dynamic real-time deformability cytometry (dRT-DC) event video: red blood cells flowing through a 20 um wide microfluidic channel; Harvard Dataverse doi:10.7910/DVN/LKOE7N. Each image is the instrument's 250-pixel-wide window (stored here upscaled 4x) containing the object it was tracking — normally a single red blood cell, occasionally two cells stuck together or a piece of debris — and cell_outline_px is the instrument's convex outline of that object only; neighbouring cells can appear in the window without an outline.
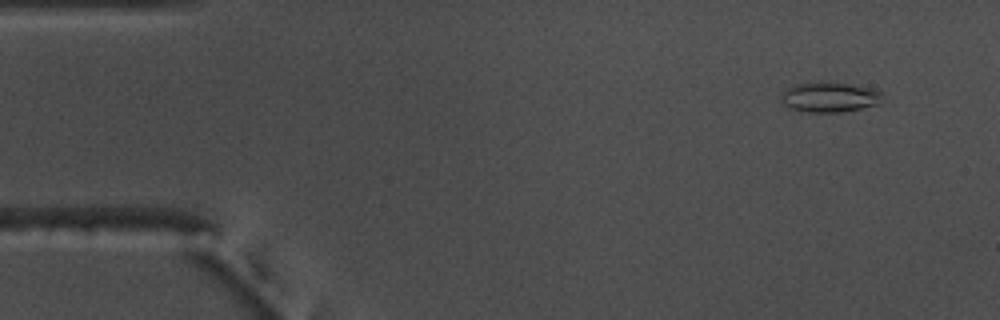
{"species": "common noctule bat (a hibernating species)", "species_latin": "Nyctalus noctula", "temperature_condition": "warm", "stored_images_in_passage": 55, "camera_frame_rate_fps": 3000, "um_per_image_px": 0.085, "animal": {"sex": "male", "body_mass_g": 17.5, "forearm_length_mm": 52.3}, "frame": {"image": 1, "passage_image": 5, "time_ms": 1.333, "image_size_px": [1000, 320], "cell_outline_px": [[884, 92], [880, 104], [840, 112], [808, 112], [792, 108], [784, 104], [780, 100], [780, 96], [788, 88], [796, 84], [820, 80], [848, 84]], "centroid_in_image_um": [70.51, 8.24], "position_along_channel_um": 14.5, "area_um2": 17.74}}
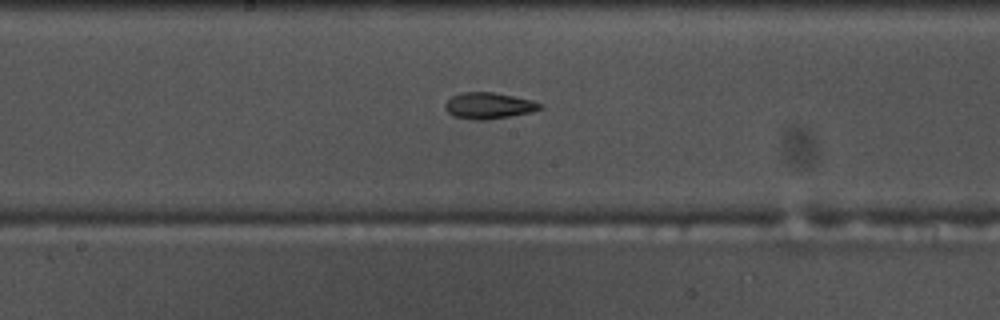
{"frame": {"image": 2, "passage_image": 29, "time_ms": 9.333, "image_size_px": [1000, 320], "cell_outline_px": [[544, 108], [532, 112], [488, 120], [476, 120], [452, 116], [444, 108], [444, 104], [452, 96], [460, 92], [492, 92], [532, 100], [544, 104]], "centroid_in_image_um": [41.55, 8.99], "position_along_channel_um": 206.6, "area_um2": 14.68}}
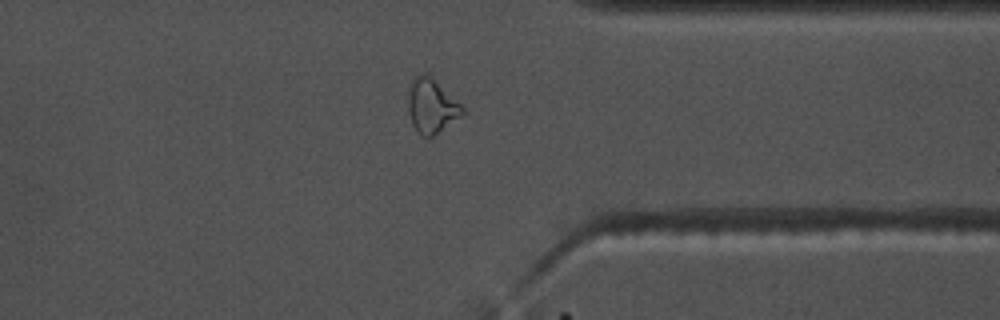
{"frame": {"image": 3, "passage_image": 43, "time_ms": 14.0, "image_size_px": [1000, 320], "cell_outline_px": [[468, 112], [432, 136], [420, 136], [412, 124], [408, 112], [408, 88], [412, 80], [416, 76], [432, 76], [464, 104]], "centroid_in_image_um": [36.74, 9.0], "position_along_channel_um": 374.7, "area_um2": 17.57}, "authors_computed_cell_mechanics": {"area_um2": 15.4326, "velocity_mm_per_s": 3.7067, "shape_relaxation_time_tau1_ms": 8.2617, "shape_relaxation_time_tau2_ms": 6.5937, "deformation_change_tau1": 0.202, "deformation_change_tau2": 0.166}}